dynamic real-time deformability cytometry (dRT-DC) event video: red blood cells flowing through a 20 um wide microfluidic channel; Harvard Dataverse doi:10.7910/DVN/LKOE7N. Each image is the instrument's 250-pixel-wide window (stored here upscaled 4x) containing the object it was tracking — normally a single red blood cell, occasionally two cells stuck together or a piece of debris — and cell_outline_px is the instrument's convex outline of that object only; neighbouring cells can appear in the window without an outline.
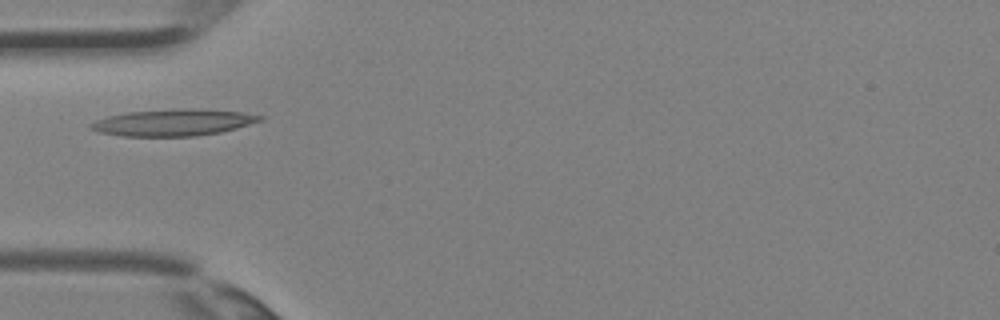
{"species": "Egyptian fruit bat (a non-hibernating species)", "species_latin": "Rousettus aegyptiacus", "temperature_condition": "room temperature", "stored_images_in_passage": 2, "camera_frame_rate_fps": 3000, "um_per_image_px": 0.085, "animal": {"sex": "female"}, "frame": {"image": 1, "passage_image": 2, "time_ms": 0.333, "image_size_px": [1000, 320], "cell_outline_px": [[264, 120], [236, 128], [220, 132], [196, 136], [124, 136], [100, 132], [88, 128], [88, 124], [96, 120], [108, 116], [128, 112], [180, 108], [184, 108], [244, 112], [264, 116]], "centroid_in_image_um": [14.74, 10.41], "position_along_channel_um": 70.3, "area_um2": 26.24}}